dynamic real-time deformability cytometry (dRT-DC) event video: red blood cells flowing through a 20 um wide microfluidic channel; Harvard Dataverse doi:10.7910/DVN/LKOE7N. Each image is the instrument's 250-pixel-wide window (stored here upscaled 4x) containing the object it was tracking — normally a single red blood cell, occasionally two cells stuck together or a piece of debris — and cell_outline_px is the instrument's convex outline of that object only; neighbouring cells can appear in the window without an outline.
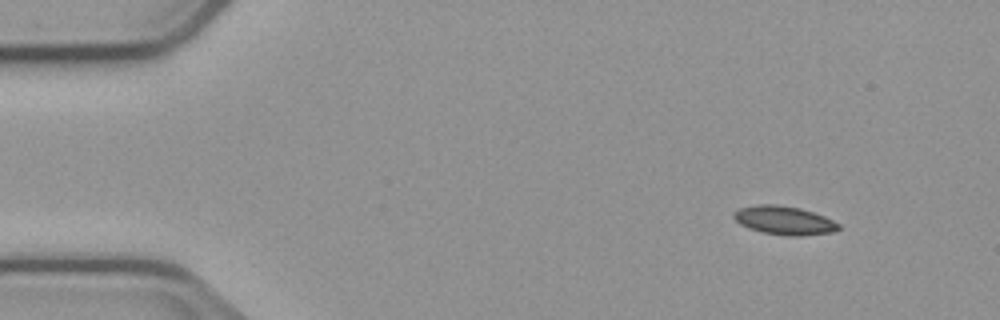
{"species": "common noctule bat (a hibernating species)", "species_latin": "Nyctalus noctula", "temperature_condition": "cold", "stored_images_in_passage": 5, "camera_frame_rate_fps": 3000, "um_per_image_px": 0.085, "animal": {"sex": "male", "body_mass_g": 23.1, "forearm_length_mm": 52.7}, "frame": {"image": 1, "passage_image": 1, "time_ms": 0.0, "image_size_px": [1000, 320], "cell_outline_px": [[840, 228], [832, 232], [800, 236], [788, 236], [764, 232], [748, 228], [740, 224], [732, 216], [732, 212], [740, 208], [756, 204], [776, 204], [800, 208], [824, 216], [840, 224]], "centroid_in_image_um": [66.63, 18.72], "position_along_channel_um": 18.4, "area_um2": 17.46}}
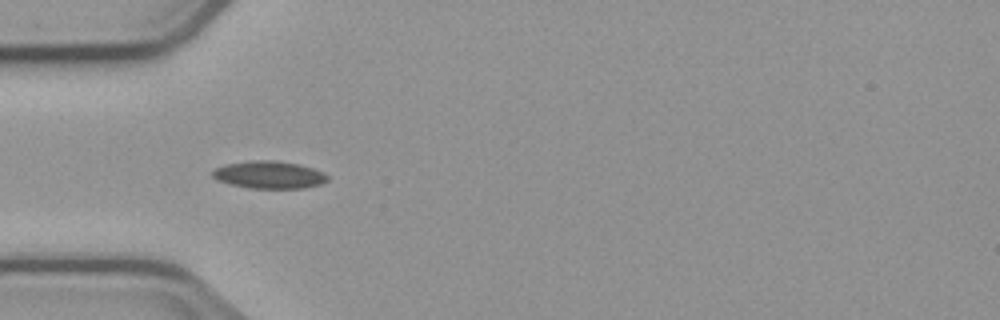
{"frame": {"image": 2, "passage_image": 4, "time_ms": 3.667, "image_size_px": [1000, 320], "cell_outline_px": [[328, 180], [320, 184], [304, 188], [248, 188], [216, 180], [212, 176], [212, 172], [216, 168], [228, 164], [252, 160], [276, 160], [300, 164], [324, 172], [328, 176]], "centroid_in_image_um": [22.9, 14.85], "position_along_channel_um": 62.1, "area_um2": 18.38}}
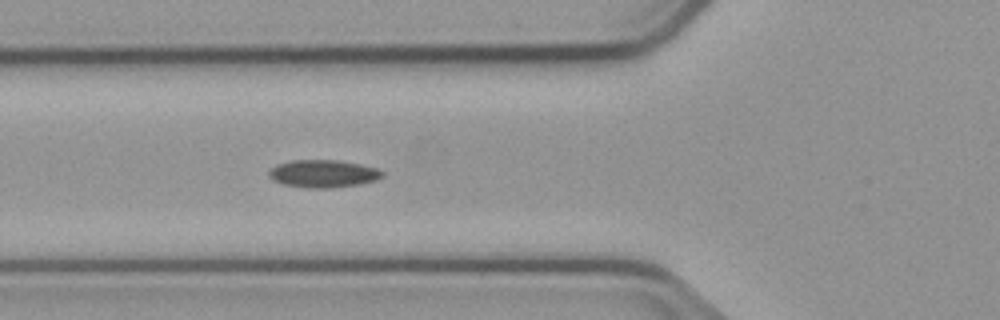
{"frame": {"image": 3, "passage_image": 5, "time_ms": 4.667, "image_size_px": [1000, 320], "cell_outline_px": [[384, 176], [376, 180], [356, 184], [328, 188], [304, 188], [284, 184], [272, 180], [268, 176], [268, 172], [276, 164], [292, 160], [336, 160], [360, 164], [376, 168], [384, 172]], "centroid_in_image_um": [27.44, 14.76], "position_along_channel_um": 98.4, "area_um2": 18.21}}